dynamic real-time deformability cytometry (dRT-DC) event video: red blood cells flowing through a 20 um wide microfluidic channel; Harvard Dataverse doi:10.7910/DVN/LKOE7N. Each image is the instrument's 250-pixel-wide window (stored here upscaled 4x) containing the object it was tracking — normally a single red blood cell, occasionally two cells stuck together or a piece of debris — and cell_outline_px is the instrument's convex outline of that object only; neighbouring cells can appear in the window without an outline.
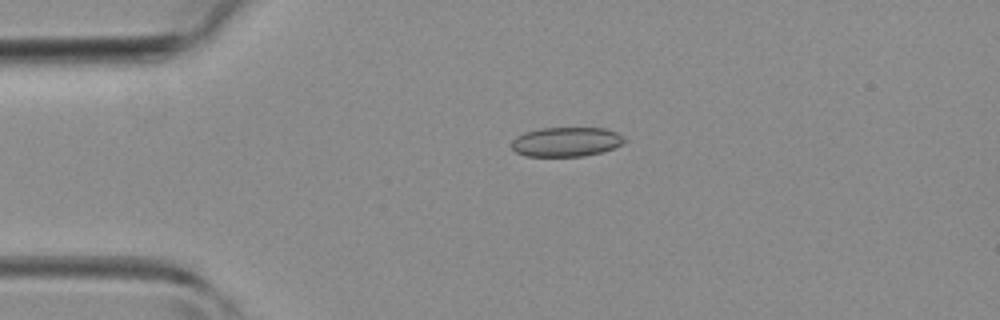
{"species": "common noctule bat (a hibernating species)", "species_latin": "Nyctalus noctula", "temperature_condition": "room temperature", "stored_images_in_passage": 35, "camera_frame_rate_fps": 3000, "um_per_image_px": 0.085, "animal": {"sex": "female", "body_mass_g": 19.3, "forearm_length_mm": 54.1}, "frame": {"image": 1, "passage_image": 1, "time_ms": 0.0, "image_size_px": [1000, 320], "cell_outline_px": [[628, 140], [612, 148], [600, 152], [584, 156], [524, 156], [516, 152], [512, 148], [512, 140], [516, 136], [524, 132], [540, 128], [604, 128], [616, 132], [624, 136]], "centroid_in_image_um": [48.11, 12.05], "position_along_channel_um": 36.9, "area_um2": 19.36}}
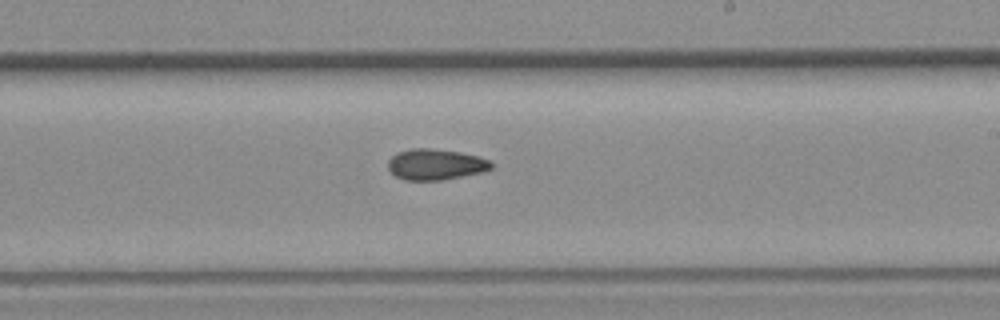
{"frame": {"image": 2, "passage_image": 17, "time_ms": 5.333, "image_size_px": [1000, 320], "cell_outline_px": [[496, 164], [492, 168], [484, 172], [444, 180], [404, 180], [396, 176], [388, 168], [388, 160], [396, 152], [412, 148], [428, 148], [460, 152], [480, 156], [492, 160]], "centroid_in_image_um": [37.09, 13.97], "position_along_channel_um": 251.9, "area_um2": 18.96}}
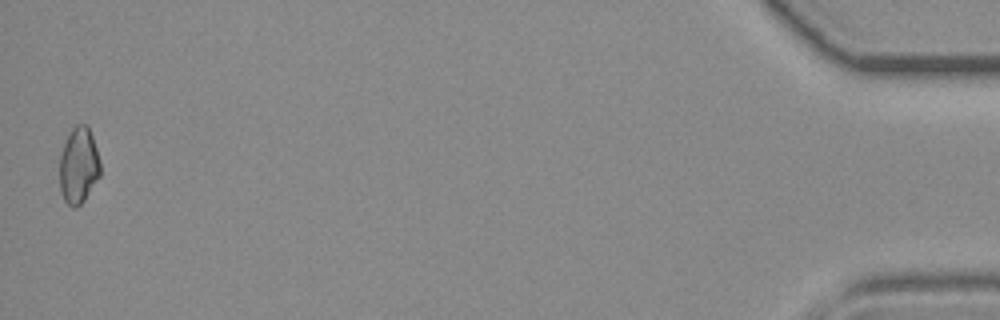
{"frame": {"image": 3, "passage_image": 35, "time_ms": 11.333, "image_size_px": [1000, 320], "cell_outline_px": [[100, 176], [84, 200], [76, 208], [72, 208], [64, 200], [60, 192], [60, 156], [64, 144], [72, 128], [76, 124], [84, 124], [88, 128], [92, 136], [100, 160]], "centroid_in_image_um": [6.68, 14.1], "position_along_channel_um": 428.5, "area_um2": 17.98}}